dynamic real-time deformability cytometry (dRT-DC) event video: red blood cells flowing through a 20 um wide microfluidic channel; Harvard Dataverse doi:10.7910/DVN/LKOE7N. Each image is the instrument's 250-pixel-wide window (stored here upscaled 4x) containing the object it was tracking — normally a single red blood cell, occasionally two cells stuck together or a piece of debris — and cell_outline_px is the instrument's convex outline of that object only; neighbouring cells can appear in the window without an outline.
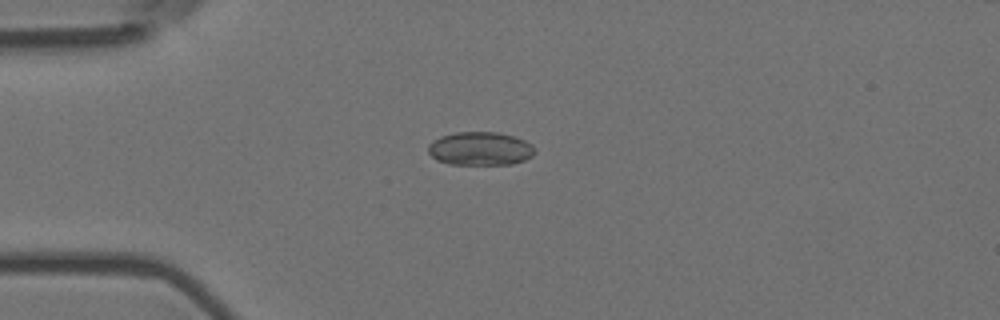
{"species": "Egyptian fruit bat (a non-hibernating species)", "species_latin": "Rousettus aegyptiacus", "temperature_condition": "room temperature", "stored_images_in_passage": 6, "camera_frame_rate_fps": 3000, "um_per_image_px": 0.085, "animal": {"sex": "female"}, "frame": {"image": 1, "passage_image": 5, "time_ms": 1.333, "image_size_px": [1000, 320], "cell_outline_px": [[536, 152], [532, 156], [524, 160], [512, 164], [452, 164], [436, 160], [428, 152], [428, 144], [432, 140], [440, 136], [456, 132], [496, 132], [512, 136], [524, 140], [532, 144], [536, 148]], "centroid_in_image_um": [40.82, 12.63], "position_along_channel_um": 44.2, "area_um2": 20.87}}